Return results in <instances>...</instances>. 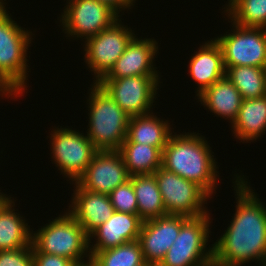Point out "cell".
<instances>
[{
	"label": "cell",
	"mask_w": 266,
	"mask_h": 266,
	"mask_svg": "<svg viewBox=\"0 0 266 266\" xmlns=\"http://www.w3.org/2000/svg\"><path fill=\"white\" fill-rule=\"evenodd\" d=\"M234 176L236 210L231 224L212 244L213 261L241 266L256 260L260 266H266V204L253 192L244 175Z\"/></svg>",
	"instance_id": "cell-1"
},
{
	"label": "cell",
	"mask_w": 266,
	"mask_h": 266,
	"mask_svg": "<svg viewBox=\"0 0 266 266\" xmlns=\"http://www.w3.org/2000/svg\"><path fill=\"white\" fill-rule=\"evenodd\" d=\"M60 23L66 37L88 39L110 27L121 15L98 0H67ZM84 37V38H83Z\"/></svg>",
	"instance_id": "cell-12"
},
{
	"label": "cell",
	"mask_w": 266,
	"mask_h": 266,
	"mask_svg": "<svg viewBox=\"0 0 266 266\" xmlns=\"http://www.w3.org/2000/svg\"><path fill=\"white\" fill-rule=\"evenodd\" d=\"M52 220L32 234V245L41 253L63 256L77 265L91 261L89 235L76 219L66 211Z\"/></svg>",
	"instance_id": "cell-5"
},
{
	"label": "cell",
	"mask_w": 266,
	"mask_h": 266,
	"mask_svg": "<svg viewBox=\"0 0 266 266\" xmlns=\"http://www.w3.org/2000/svg\"><path fill=\"white\" fill-rule=\"evenodd\" d=\"M154 175L167 214L194 218L209 213L204 204H207L208 199L213 197H210L196 183L162 167L156 170Z\"/></svg>",
	"instance_id": "cell-9"
},
{
	"label": "cell",
	"mask_w": 266,
	"mask_h": 266,
	"mask_svg": "<svg viewBox=\"0 0 266 266\" xmlns=\"http://www.w3.org/2000/svg\"><path fill=\"white\" fill-rule=\"evenodd\" d=\"M76 266H94V265L92 264L91 261H89V262H87V263L79 264V265H76Z\"/></svg>",
	"instance_id": "cell-34"
},
{
	"label": "cell",
	"mask_w": 266,
	"mask_h": 266,
	"mask_svg": "<svg viewBox=\"0 0 266 266\" xmlns=\"http://www.w3.org/2000/svg\"><path fill=\"white\" fill-rule=\"evenodd\" d=\"M91 86L87 136L97 151H118L126 139L130 117L98 83Z\"/></svg>",
	"instance_id": "cell-3"
},
{
	"label": "cell",
	"mask_w": 266,
	"mask_h": 266,
	"mask_svg": "<svg viewBox=\"0 0 266 266\" xmlns=\"http://www.w3.org/2000/svg\"><path fill=\"white\" fill-rule=\"evenodd\" d=\"M224 13L242 27L266 28V0H229Z\"/></svg>",
	"instance_id": "cell-27"
},
{
	"label": "cell",
	"mask_w": 266,
	"mask_h": 266,
	"mask_svg": "<svg viewBox=\"0 0 266 266\" xmlns=\"http://www.w3.org/2000/svg\"><path fill=\"white\" fill-rule=\"evenodd\" d=\"M225 76L237 88L242 99L266 95V68L234 66L225 71Z\"/></svg>",
	"instance_id": "cell-25"
},
{
	"label": "cell",
	"mask_w": 266,
	"mask_h": 266,
	"mask_svg": "<svg viewBox=\"0 0 266 266\" xmlns=\"http://www.w3.org/2000/svg\"><path fill=\"white\" fill-rule=\"evenodd\" d=\"M3 194L5 193L0 192V199L4 196Z\"/></svg>",
	"instance_id": "cell-36"
},
{
	"label": "cell",
	"mask_w": 266,
	"mask_h": 266,
	"mask_svg": "<svg viewBox=\"0 0 266 266\" xmlns=\"http://www.w3.org/2000/svg\"><path fill=\"white\" fill-rule=\"evenodd\" d=\"M32 255L34 266H76L77 264L69 258L58 256L54 254H47L39 252L32 245Z\"/></svg>",
	"instance_id": "cell-30"
},
{
	"label": "cell",
	"mask_w": 266,
	"mask_h": 266,
	"mask_svg": "<svg viewBox=\"0 0 266 266\" xmlns=\"http://www.w3.org/2000/svg\"><path fill=\"white\" fill-rule=\"evenodd\" d=\"M232 25L233 31L214 38L222 49L225 71L234 66L266 68V28Z\"/></svg>",
	"instance_id": "cell-11"
},
{
	"label": "cell",
	"mask_w": 266,
	"mask_h": 266,
	"mask_svg": "<svg viewBox=\"0 0 266 266\" xmlns=\"http://www.w3.org/2000/svg\"><path fill=\"white\" fill-rule=\"evenodd\" d=\"M209 266H236V265H225V264L219 263L217 261H212Z\"/></svg>",
	"instance_id": "cell-33"
},
{
	"label": "cell",
	"mask_w": 266,
	"mask_h": 266,
	"mask_svg": "<svg viewBox=\"0 0 266 266\" xmlns=\"http://www.w3.org/2000/svg\"><path fill=\"white\" fill-rule=\"evenodd\" d=\"M72 184L75 190L68 212L90 235L113 215L115 209L107 194L85 190L77 182Z\"/></svg>",
	"instance_id": "cell-16"
},
{
	"label": "cell",
	"mask_w": 266,
	"mask_h": 266,
	"mask_svg": "<svg viewBox=\"0 0 266 266\" xmlns=\"http://www.w3.org/2000/svg\"><path fill=\"white\" fill-rule=\"evenodd\" d=\"M98 1L109 6L117 14H120L122 10L131 9L132 8L131 6L134 7L133 3H136L135 2L136 0H98Z\"/></svg>",
	"instance_id": "cell-31"
},
{
	"label": "cell",
	"mask_w": 266,
	"mask_h": 266,
	"mask_svg": "<svg viewBox=\"0 0 266 266\" xmlns=\"http://www.w3.org/2000/svg\"><path fill=\"white\" fill-rule=\"evenodd\" d=\"M174 134L162 150V168L193 181L211 197L216 191L219 171L208 141L194 131Z\"/></svg>",
	"instance_id": "cell-2"
},
{
	"label": "cell",
	"mask_w": 266,
	"mask_h": 266,
	"mask_svg": "<svg viewBox=\"0 0 266 266\" xmlns=\"http://www.w3.org/2000/svg\"><path fill=\"white\" fill-rule=\"evenodd\" d=\"M143 220L138 214L115 211L113 215L89 235L95 244H89L90 251H103L138 240ZM96 237V238H95ZM94 245V246H93Z\"/></svg>",
	"instance_id": "cell-17"
},
{
	"label": "cell",
	"mask_w": 266,
	"mask_h": 266,
	"mask_svg": "<svg viewBox=\"0 0 266 266\" xmlns=\"http://www.w3.org/2000/svg\"><path fill=\"white\" fill-rule=\"evenodd\" d=\"M129 179L137 199V214L143 221L167 214L154 174L135 175Z\"/></svg>",
	"instance_id": "cell-23"
},
{
	"label": "cell",
	"mask_w": 266,
	"mask_h": 266,
	"mask_svg": "<svg viewBox=\"0 0 266 266\" xmlns=\"http://www.w3.org/2000/svg\"><path fill=\"white\" fill-rule=\"evenodd\" d=\"M129 177L118 151H97L77 183L85 190L108 195Z\"/></svg>",
	"instance_id": "cell-14"
},
{
	"label": "cell",
	"mask_w": 266,
	"mask_h": 266,
	"mask_svg": "<svg viewBox=\"0 0 266 266\" xmlns=\"http://www.w3.org/2000/svg\"><path fill=\"white\" fill-rule=\"evenodd\" d=\"M4 194L0 199V250H16L32 244L33 230L14 209L16 200ZM13 207V208H12ZM32 232H31V231Z\"/></svg>",
	"instance_id": "cell-19"
},
{
	"label": "cell",
	"mask_w": 266,
	"mask_h": 266,
	"mask_svg": "<svg viewBox=\"0 0 266 266\" xmlns=\"http://www.w3.org/2000/svg\"><path fill=\"white\" fill-rule=\"evenodd\" d=\"M197 97L198 101L215 116L229 119L231 124L236 119L243 100L237 88L226 76L217 80Z\"/></svg>",
	"instance_id": "cell-20"
},
{
	"label": "cell",
	"mask_w": 266,
	"mask_h": 266,
	"mask_svg": "<svg viewBox=\"0 0 266 266\" xmlns=\"http://www.w3.org/2000/svg\"><path fill=\"white\" fill-rule=\"evenodd\" d=\"M210 220V213L189 218L157 266H209L213 261V246L207 248Z\"/></svg>",
	"instance_id": "cell-6"
},
{
	"label": "cell",
	"mask_w": 266,
	"mask_h": 266,
	"mask_svg": "<svg viewBox=\"0 0 266 266\" xmlns=\"http://www.w3.org/2000/svg\"><path fill=\"white\" fill-rule=\"evenodd\" d=\"M189 74L198 84L196 96L225 76L223 52L215 39H210L200 45L191 56Z\"/></svg>",
	"instance_id": "cell-18"
},
{
	"label": "cell",
	"mask_w": 266,
	"mask_h": 266,
	"mask_svg": "<svg viewBox=\"0 0 266 266\" xmlns=\"http://www.w3.org/2000/svg\"><path fill=\"white\" fill-rule=\"evenodd\" d=\"M90 253L94 266H143L146 263L138 240Z\"/></svg>",
	"instance_id": "cell-26"
},
{
	"label": "cell",
	"mask_w": 266,
	"mask_h": 266,
	"mask_svg": "<svg viewBox=\"0 0 266 266\" xmlns=\"http://www.w3.org/2000/svg\"><path fill=\"white\" fill-rule=\"evenodd\" d=\"M6 4L0 2V78L21 97L27 90L29 60L26 57L33 33L11 18Z\"/></svg>",
	"instance_id": "cell-4"
},
{
	"label": "cell",
	"mask_w": 266,
	"mask_h": 266,
	"mask_svg": "<svg viewBox=\"0 0 266 266\" xmlns=\"http://www.w3.org/2000/svg\"><path fill=\"white\" fill-rule=\"evenodd\" d=\"M158 43L153 38L139 39L136 35L131 39L123 54L117 59L114 67L102 79H119L128 76L159 75L154 67ZM156 68V69H155Z\"/></svg>",
	"instance_id": "cell-15"
},
{
	"label": "cell",
	"mask_w": 266,
	"mask_h": 266,
	"mask_svg": "<svg viewBox=\"0 0 266 266\" xmlns=\"http://www.w3.org/2000/svg\"><path fill=\"white\" fill-rule=\"evenodd\" d=\"M0 266H34L32 244L16 250H0Z\"/></svg>",
	"instance_id": "cell-29"
},
{
	"label": "cell",
	"mask_w": 266,
	"mask_h": 266,
	"mask_svg": "<svg viewBox=\"0 0 266 266\" xmlns=\"http://www.w3.org/2000/svg\"><path fill=\"white\" fill-rule=\"evenodd\" d=\"M143 266H154V265L149 264V263H145Z\"/></svg>",
	"instance_id": "cell-35"
},
{
	"label": "cell",
	"mask_w": 266,
	"mask_h": 266,
	"mask_svg": "<svg viewBox=\"0 0 266 266\" xmlns=\"http://www.w3.org/2000/svg\"><path fill=\"white\" fill-rule=\"evenodd\" d=\"M108 196L115 211L137 214V199L130 179L116 187Z\"/></svg>",
	"instance_id": "cell-28"
},
{
	"label": "cell",
	"mask_w": 266,
	"mask_h": 266,
	"mask_svg": "<svg viewBox=\"0 0 266 266\" xmlns=\"http://www.w3.org/2000/svg\"><path fill=\"white\" fill-rule=\"evenodd\" d=\"M232 125L234 137L247 143L257 140L266 131V95L243 99L238 115Z\"/></svg>",
	"instance_id": "cell-22"
},
{
	"label": "cell",
	"mask_w": 266,
	"mask_h": 266,
	"mask_svg": "<svg viewBox=\"0 0 266 266\" xmlns=\"http://www.w3.org/2000/svg\"><path fill=\"white\" fill-rule=\"evenodd\" d=\"M159 75L128 76L119 79H101L98 84L129 116L151 113L159 89Z\"/></svg>",
	"instance_id": "cell-10"
},
{
	"label": "cell",
	"mask_w": 266,
	"mask_h": 266,
	"mask_svg": "<svg viewBox=\"0 0 266 266\" xmlns=\"http://www.w3.org/2000/svg\"><path fill=\"white\" fill-rule=\"evenodd\" d=\"M118 152L129 176L154 174L162 167V150L158 147L139 144L122 143Z\"/></svg>",
	"instance_id": "cell-24"
},
{
	"label": "cell",
	"mask_w": 266,
	"mask_h": 266,
	"mask_svg": "<svg viewBox=\"0 0 266 266\" xmlns=\"http://www.w3.org/2000/svg\"><path fill=\"white\" fill-rule=\"evenodd\" d=\"M134 33V30L122 24L119 18L110 27L84 41V62L90 72L94 73L92 75H95L93 83H98L110 72L135 36Z\"/></svg>",
	"instance_id": "cell-7"
},
{
	"label": "cell",
	"mask_w": 266,
	"mask_h": 266,
	"mask_svg": "<svg viewBox=\"0 0 266 266\" xmlns=\"http://www.w3.org/2000/svg\"><path fill=\"white\" fill-rule=\"evenodd\" d=\"M2 93V94H1ZM5 96L6 95V97L7 98H9L10 96L11 97H14V95H15V97L17 98V97H19V96H17V94L0 78V96ZM9 96V97H8Z\"/></svg>",
	"instance_id": "cell-32"
},
{
	"label": "cell",
	"mask_w": 266,
	"mask_h": 266,
	"mask_svg": "<svg viewBox=\"0 0 266 266\" xmlns=\"http://www.w3.org/2000/svg\"><path fill=\"white\" fill-rule=\"evenodd\" d=\"M83 134L62 126L54 128L50 133L52 161L61 174L72 182H77L85 173L97 152L88 136Z\"/></svg>",
	"instance_id": "cell-8"
},
{
	"label": "cell",
	"mask_w": 266,
	"mask_h": 266,
	"mask_svg": "<svg viewBox=\"0 0 266 266\" xmlns=\"http://www.w3.org/2000/svg\"><path fill=\"white\" fill-rule=\"evenodd\" d=\"M188 219L183 215L166 214L143 221L138 241L146 263L157 266L162 261Z\"/></svg>",
	"instance_id": "cell-13"
},
{
	"label": "cell",
	"mask_w": 266,
	"mask_h": 266,
	"mask_svg": "<svg viewBox=\"0 0 266 266\" xmlns=\"http://www.w3.org/2000/svg\"><path fill=\"white\" fill-rule=\"evenodd\" d=\"M151 112L129 118L126 139L123 143H139L158 147L166 146L172 132L169 121L158 118ZM161 119V120H160Z\"/></svg>",
	"instance_id": "cell-21"
}]
</instances>
